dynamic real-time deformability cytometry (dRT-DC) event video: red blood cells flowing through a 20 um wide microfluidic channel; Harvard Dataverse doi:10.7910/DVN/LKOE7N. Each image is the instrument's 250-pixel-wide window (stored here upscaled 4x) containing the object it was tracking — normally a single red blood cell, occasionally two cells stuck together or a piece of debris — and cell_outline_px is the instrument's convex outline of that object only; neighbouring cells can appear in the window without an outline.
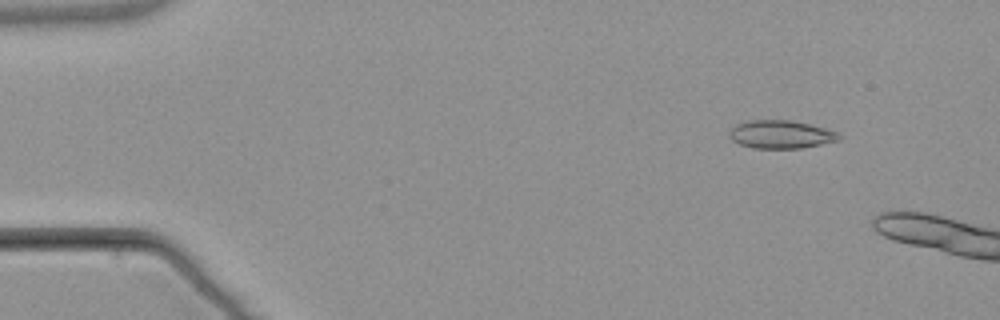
{"species": "common noctule bat (a hibernating species)", "species_latin": "Nyctalus noctula", "temperature_condition": "warm", "stored_images_in_passage": 3, "camera_frame_rate_fps": 3000, "um_per_image_px": 0.085, "animal": {"sex": "male", "body_mass_g": 21.5, "forearm_length_mm": 52.0}, "frame": {"image": 1, "passage_image": 2, "time_ms": 1.0, "image_size_px": [1000, 320], "cell_outline_px": [[844, 136], [840, 140], [800, 148], [752, 148], [740, 144], [732, 140], [728, 132], [736, 124], [748, 120], [788, 120], [808, 124], [824, 128], [836, 132]], "centroid_in_image_um": [66.36, 11.42], "position_along_channel_um": 18.6, "area_um2": 17.86}}